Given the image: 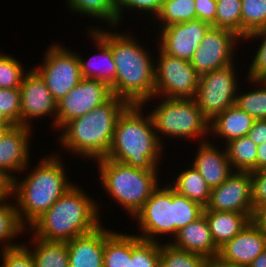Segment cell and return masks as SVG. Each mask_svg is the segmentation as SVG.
I'll return each instance as SVG.
<instances>
[{"label":"cell","mask_w":266,"mask_h":267,"mask_svg":"<svg viewBox=\"0 0 266 267\" xmlns=\"http://www.w3.org/2000/svg\"><path fill=\"white\" fill-rule=\"evenodd\" d=\"M257 146L249 136H242L224 145L234 171H256Z\"/></svg>","instance_id":"obj_30"},{"label":"cell","mask_w":266,"mask_h":267,"mask_svg":"<svg viewBox=\"0 0 266 267\" xmlns=\"http://www.w3.org/2000/svg\"><path fill=\"white\" fill-rule=\"evenodd\" d=\"M212 140L199 142L192 164L212 189L222 184L233 172L225 147L221 150Z\"/></svg>","instance_id":"obj_19"},{"label":"cell","mask_w":266,"mask_h":267,"mask_svg":"<svg viewBox=\"0 0 266 267\" xmlns=\"http://www.w3.org/2000/svg\"><path fill=\"white\" fill-rule=\"evenodd\" d=\"M31 129L13 125L0 140V173L10 182L16 178V173H24L29 168Z\"/></svg>","instance_id":"obj_17"},{"label":"cell","mask_w":266,"mask_h":267,"mask_svg":"<svg viewBox=\"0 0 266 267\" xmlns=\"http://www.w3.org/2000/svg\"><path fill=\"white\" fill-rule=\"evenodd\" d=\"M241 39L266 27V0H241Z\"/></svg>","instance_id":"obj_34"},{"label":"cell","mask_w":266,"mask_h":267,"mask_svg":"<svg viewBox=\"0 0 266 267\" xmlns=\"http://www.w3.org/2000/svg\"><path fill=\"white\" fill-rule=\"evenodd\" d=\"M204 210L245 213L252 218L251 172L234 171L222 184L212 188Z\"/></svg>","instance_id":"obj_15"},{"label":"cell","mask_w":266,"mask_h":267,"mask_svg":"<svg viewBox=\"0 0 266 267\" xmlns=\"http://www.w3.org/2000/svg\"><path fill=\"white\" fill-rule=\"evenodd\" d=\"M250 38V40H249ZM261 39L260 44L258 46V50L255 49L256 53L253 55L250 62L248 70V75L246 76L247 79L250 80H266V27L256 30L253 33H250L246 37L242 38L241 40H249L251 39Z\"/></svg>","instance_id":"obj_39"},{"label":"cell","mask_w":266,"mask_h":267,"mask_svg":"<svg viewBox=\"0 0 266 267\" xmlns=\"http://www.w3.org/2000/svg\"><path fill=\"white\" fill-rule=\"evenodd\" d=\"M251 221L266 236V206L254 209Z\"/></svg>","instance_id":"obj_46"},{"label":"cell","mask_w":266,"mask_h":267,"mask_svg":"<svg viewBox=\"0 0 266 267\" xmlns=\"http://www.w3.org/2000/svg\"><path fill=\"white\" fill-rule=\"evenodd\" d=\"M94 30L111 48L116 65L115 81L110 86L112 95L126 100L130 105H141L155 97V58L133 33L107 31L99 26ZM116 31V32H114ZM125 33V34H124Z\"/></svg>","instance_id":"obj_1"},{"label":"cell","mask_w":266,"mask_h":267,"mask_svg":"<svg viewBox=\"0 0 266 267\" xmlns=\"http://www.w3.org/2000/svg\"><path fill=\"white\" fill-rule=\"evenodd\" d=\"M72 14L87 15L95 20H100L105 25L108 24V29L111 31L116 29L117 22V4L115 0H65ZM107 23V24H106ZM109 26L112 28H109Z\"/></svg>","instance_id":"obj_27"},{"label":"cell","mask_w":266,"mask_h":267,"mask_svg":"<svg viewBox=\"0 0 266 267\" xmlns=\"http://www.w3.org/2000/svg\"><path fill=\"white\" fill-rule=\"evenodd\" d=\"M235 67L232 63L199 77L194 100L209 121L236 103L239 76Z\"/></svg>","instance_id":"obj_10"},{"label":"cell","mask_w":266,"mask_h":267,"mask_svg":"<svg viewBox=\"0 0 266 267\" xmlns=\"http://www.w3.org/2000/svg\"><path fill=\"white\" fill-rule=\"evenodd\" d=\"M131 267H160V242L143 240L132 233Z\"/></svg>","instance_id":"obj_35"},{"label":"cell","mask_w":266,"mask_h":267,"mask_svg":"<svg viewBox=\"0 0 266 267\" xmlns=\"http://www.w3.org/2000/svg\"><path fill=\"white\" fill-rule=\"evenodd\" d=\"M95 45L98 52L91 56L89 60L82 58V55L78 54L80 71L83 78L97 79L106 83L109 87L115 81L116 65L112 57V50L109 45L94 31L89 30L87 32Z\"/></svg>","instance_id":"obj_22"},{"label":"cell","mask_w":266,"mask_h":267,"mask_svg":"<svg viewBox=\"0 0 266 267\" xmlns=\"http://www.w3.org/2000/svg\"><path fill=\"white\" fill-rule=\"evenodd\" d=\"M9 198H11L10 201L13 199L11 194L0 200V244L2 243L1 245H3H0L1 251L22 244L17 241L14 243L13 240L15 238L17 239L24 231L27 233V227H25L19 219L14 199L12 203V201H8Z\"/></svg>","instance_id":"obj_29"},{"label":"cell","mask_w":266,"mask_h":267,"mask_svg":"<svg viewBox=\"0 0 266 267\" xmlns=\"http://www.w3.org/2000/svg\"><path fill=\"white\" fill-rule=\"evenodd\" d=\"M12 126H0V140L3 138L4 134L11 128Z\"/></svg>","instance_id":"obj_52"},{"label":"cell","mask_w":266,"mask_h":267,"mask_svg":"<svg viewBox=\"0 0 266 267\" xmlns=\"http://www.w3.org/2000/svg\"><path fill=\"white\" fill-rule=\"evenodd\" d=\"M163 1L164 0H121L117 4V22L119 25H122L121 20L124 17L123 12L127 9V12L133 10L139 13H145V15L147 13V18L149 14V16L151 15L150 18L154 20L161 9Z\"/></svg>","instance_id":"obj_41"},{"label":"cell","mask_w":266,"mask_h":267,"mask_svg":"<svg viewBox=\"0 0 266 267\" xmlns=\"http://www.w3.org/2000/svg\"><path fill=\"white\" fill-rule=\"evenodd\" d=\"M241 41L231 30L211 27L194 52L190 60L191 66L199 77L226 67L234 63V52Z\"/></svg>","instance_id":"obj_12"},{"label":"cell","mask_w":266,"mask_h":267,"mask_svg":"<svg viewBox=\"0 0 266 267\" xmlns=\"http://www.w3.org/2000/svg\"><path fill=\"white\" fill-rule=\"evenodd\" d=\"M210 267H248V266L231 265L224 262H211Z\"/></svg>","instance_id":"obj_51"},{"label":"cell","mask_w":266,"mask_h":267,"mask_svg":"<svg viewBox=\"0 0 266 267\" xmlns=\"http://www.w3.org/2000/svg\"><path fill=\"white\" fill-rule=\"evenodd\" d=\"M79 187L74 184L69 188L27 228L28 233L32 231L33 237L47 241L67 242L102 225L101 203Z\"/></svg>","instance_id":"obj_3"},{"label":"cell","mask_w":266,"mask_h":267,"mask_svg":"<svg viewBox=\"0 0 266 267\" xmlns=\"http://www.w3.org/2000/svg\"><path fill=\"white\" fill-rule=\"evenodd\" d=\"M249 85H256L253 90L242 93L240 88L236 95V105L256 119H266V80H250ZM261 85V86H260ZM260 86V87H259ZM241 93H240V92Z\"/></svg>","instance_id":"obj_31"},{"label":"cell","mask_w":266,"mask_h":267,"mask_svg":"<svg viewBox=\"0 0 266 267\" xmlns=\"http://www.w3.org/2000/svg\"><path fill=\"white\" fill-rule=\"evenodd\" d=\"M248 267H266V250L257 256Z\"/></svg>","instance_id":"obj_49"},{"label":"cell","mask_w":266,"mask_h":267,"mask_svg":"<svg viewBox=\"0 0 266 267\" xmlns=\"http://www.w3.org/2000/svg\"><path fill=\"white\" fill-rule=\"evenodd\" d=\"M215 28L233 31L241 38V0H216Z\"/></svg>","instance_id":"obj_36"},{"label":"cell","mask_w":266,"mask_h":267,"mask_svg":"<svg viewBox=\"0 0 266 267\" xmlns=\"http://www.w3.org/2000/svg\"><path fill=\"white\" fill-rule=\"evenodd\" d=\"M203 215L206 217L212 239L218 248L235 237L251 221L245 213L230 211L204 210Z\"/></svg>","instance_id":"obj_24"},{"label":"cell","mask_w":266,"mask_h":267,"mask_svg":"<svg viewBox=\"0 0 266 267\" xmlns=\"http://www.w3.org/2000/svg\"><path fill=\"white\" fill-rule=\"evenodd\" d=\"M20 125L33 128L32 120L51 116L52 126L56 130L57 102L46 86L45 80L34 69L24 75L21 86ZM54 118H53V117Z\"/></svg>","instance_id":"obj_14"},{"label":"cell","mask_w":266,"mask_h":267,"mask_svg":"<svg viewBox=\"0 0 266 267\" xmlns=\"http://www.w3.org/2000/svg\"><path fill=\"white\" fill-rule=\"evenodd\" d=\"M170 241L177 248L202 255L211 261H214L219 254V248L212 239L204 215L178 230L177 235Z\"/></svg>","instance_id":"obj_21"},{"label":"cell","mask_w":266,"mask_h":267,"mask_svg":"<svg viewBox=\"0 0 266 267\" xmlns=\"http://www.w3.org/2000/svg\"><path fill=\"white\" fill-rule=\"evenodd\" d=\"M255 119L247 112L241 110L236 104L216 115L209 122V135L213 138L224 139L228 143L233 139L247 136ZM215 135V136H213Z\"/></svg>","instance_id":"obj_23"},{"label":"cell","mask_w":266,"mask_h":267,"mask_svg":"<svg viewBox=\"0 0 266 267\" xmlns=\"http://www.w3.org/2000/svg\"><path fill=\"white\" fill-rule=\"evenodd\" d=\"M103 226L66 242L69 267H103L104 240L113 231Z\"/></svg>","instance_id":"obj_20"},{"label":"cell","mask_w":266,"mask_h":267,"mask_svg":"<svg viewBox=\"0 0 266 267\" xmlns=\"http://www.w3.org/2000/svg\"><path fill=\"white\" fill-rule=\"evenodd\" d=\"M179 172L174 182L171 181L167 184L180 195L186 196L205 207L210 199L211 188L204 178L193 165Z\"/></svg>","instance_id":"obj_26"},{"label":"cell","mask_w":266,"mask_h":267,"mask_svg":"<svg viewBox=\"0 0 266 267\" xmlns=\"http://www.w3.org/2000/svg\"><path fill=\"white\" fill-rule=\"evenodd\" d=\"M160 99V102L154 106L155 108L148 113L152 119L158 140L163 146L165 140L162 139L164 137L173 140L174 138L176 140L178 138L179 140H186L196 137L198 142L208 140L210 121L201 113L194 99H163V97Z\"/></svg>","instance_id":"obj_7"},{"label":"cell","mask_w":266,"mask_h":267,"mask_svg":"<svg viewBox=\"0 0 266 267\" xmlns=\"http://www.w3.org/2000/svg\"><path fill=\"white\" fill-rule=\"evenodd\" d=\"M10 194V181L0 173V200Z\"/></svg>","instance_id":"obj_48"},{"label":"cell","mask_w":266,"mask_h":267,"mask_svg":"<svg viewBox=\"0 0 266 267\" xmlns=\"http://www.w3.org/2000/svg\"><path fill=\"white\" fill-rule=\"evenodd\" d=\"M196 19L207 22L215 27L217 2L216 0H194Z\"/></svg>","instance_id":"obj_44"},{"label":"cell","mask_w":266,"mask_h":267,"mask_svg":"<svg viewBox=\"0 0 266 267\" xmlns=\"http://www.w3.org/2000/svg\"><path fill=\"white\" fill-rule=\"evenodd\" d=\"M23 63L13 55L0 52V89L20 88L24 75Z\"/></svg>","instance_id":"obj_38"},{"label":"cell","mask_w":266,"mask_h":267,"mask_svg":"<svg viewBox=\"0 0 266 267\" xmlns=\"http://www.w3.org/2000/svg\"><path fill=\"white\" fill-rule=\"evenodd\" d=\"M211 24L194 19L160 28L158 47L166 54L190 62Z\"/></svg>","instance_id":"obj_16"},{"label":"cell","mask_w":266,"mask_h":267,"mask_svg":"<svg viewBox=\"0 0 266 267\" xmlns=\"http://www.w3.org/2000/svg\"><path fill=\"white\" fill-rule=\"evenodd\" d=\"M254 209L266 206V169L251 172Z\"/></svg>","instance_id":"obj_43"},{"label":"cell","mask_w":266,"mask_h":267,"mask_svg":"<svg viewBox=\"0 0 266 267\" xmlns=\"http://www.w3.org/2000/svg\"><path fill=\"white\" fill-rule=\"evenodd\" d=\"M204 208L200 203L190 200L174 190V237L182 227L201 217Z\"/></svg>","instance_id":"obj_37"},{"label":"cell","mask_w":266,"mask_h":267,"mask_svg":"<svg viewBox=\"0 0 266 267\" xmlns=\"http://www.w3.org/2000/svg\"><path fill=\"white\" fill-rule=\"evenodd\" d=\"M157 49L159 58L155 60V97L141 104L144 110L148 102L157 96L194 99L198 88L199 76L189 61L168 55L159 47Z\"/></svg>","instance_id":"obj_9"},{"label":"cell","mask_w":266,"mask_h":267,"mask_svg":"<svg viewBox=\"0 0 266 267\" xmlns=\"http://www.w3.org/2000/svg\"><path fill=\"white\" fill-rule=\"evenodd\" d=\"M31 238L29 239V246L25 242L23 244H26L25 246L30 250L35 267H69L66 242L47 241L32 235ZM32 245L33 247H31Z\"/></svg>","instance_id":"obj_25"},{"label":"cell","mask_w":266,"mask_h":267,"mask_svg":"<svg viewBox=\"0 0 266 267\" xmlns=\"http://www.w3.org/2000/svg\"><path fill=\"white\" fill-rule=\"evenodd\" d=\"M53 42L46 48L41 65L33 67L45 80L56 102L65 97L83 79L78 53Z\"/></svg>","instance_id":"obj_8"},{"label":"cell","mask_w":266,"mask_h":267,"mask_svg":"<svg viewBox=\"0 0 266 267\" xmlns=\"http://www.w3.org/2000/svg\"><path fill=\"white\" fill-rule=\"evenodd\" d=\"M20 99V88L0 89V110L14 125H20Z\"/></svg>","instance_id":"obj_40"},{"label":"cell","mask_w":266,"mask_h":267,"mask_svg":"<svg viewBox=\"0 0 266 267\" xmlns=\"http://www.w3.org/2000/svg\"><path fill=\"white\" fill-rule=\"evenodd\" d=\"M133 220L142 233L135 235L143 240L163 242L159 239L163 235L174 238V189L169 184L159 185Z\"/></svg>","instance_id":"obj_11"},{"label":"cell","mask_w":266,"mask_h":267,"mask_svg":"<svg viewBox=\"0 0 266 267\" xmlns=\"http://www.w3.org/2000/svg\"><path fill=\"white\" fill-rule=\"evenodd\" d=\"M266 250V236L250 221L235 237L219 248L214 261L248 266Z\"/></svg>","instance_id":"obj_18"},{"label":"cell","mask_w":266,"mask_h":267,"mask_svg":"<svg viewBox=\"0 0 266 267\" xmlns=\"http://www.w3.org/2000/svg\"><path fill=\"white\" fill-rule=\"evenodd\" d=\"M1 252L4 267H35V262L30 250L25 244H20Z\"/></svg>","instance_id":"obj_42"},{"label":"cell","mask_w":266,"mask_h":267,"mask_svg":"<svg viewBox=\"0 0 266 267\" xmlns=\"http://www.w3.org/2000/svg\"><path fill=\"white\" fill-rule=\"evenodd\" d=\"M248 136L256 145L266 142V119H256Z\"/></svg>","instance_id":"obj_45"},{"label":"cell","mask_w":266,"mask_h":267,"mask_svg":"<svg viewBox=\"0 0 266 267\" xmlns=\"http://www.w3.org/2000/svg\"><path fill=\"white\" fill-rule=\"evenodd\" d=\"M142 105H129L118 117L106 158L144 170H159L163 146L150 114ZM143 110V111H142Z\"/></svg>","instance_id":"obj_5"},{"label":"cell","mask_w":266,"mask_h":267,"mask_svg":"<svg viewBox=\"0 0 266 267\" xmlns=\"http://www.w3.org/2000/svg\"><path fill=\"white\" fill-rule=\"evenodd\" d=\"M132 234L112 231L104 240L103 267H131Z\"/></svg>","instance_id":"obj_28"},{"label":"cell","mask_w":266,"mask_h":267,"mask_svg":"<svg viewBox=\"0 0 266 267\" xmlns=\"http://www.w3.org/2000/svg\"><path fill=\"white\" fill-rule=\"evenodd\" d=\"M111 96V89L106 83L83 78L57 102L56 129L60 130L68 121L87 114Z\"/></svg>","instance_id":"obj_13"},{"label":"cell","mask_w":266,"mask_h":267,"mask_svg":"<svg viewBox=\"0 0 266 267\" xmlns=\"http://www.w3.org/2000/svg\"><path fill=\"white\" fill-rule=\"evenodd\" d=\"M14 124L0 110V126H13Z\"/></svg>","instance_id":"obj_50"},{"label":"cell","mask_w":266,"mask_h":267,"mask_svg":"<svg viewBox=\"0 0 266 267\" xmlns=\"http://www.w3.org/2000/svg\"><path fill=\"white\" fill-rule=\"evenodd\" d=\"M121 0H115V3L118 4Z\"/></svg>","instance_id":"obj_53"},{"label":"cell","mask_w":266,"mask_h":267,"mask_svg":"<svg viewBox=\"0 0 266 267\" xmlns=\"http://www.w3.org/2000/svg\"><path fill=\"white\" fill-rule=\"evenodd\" d=\"M95 162L102 183L100 186L132 219L160 185L159 170L134 168L106 157Z\"/></svg>","instance_id":"obj_6"},{"label":"cell","mask_w":266,"mask_h":267,"mask_svg":"<svg viewBox=\"0 0 266 267\" xmlns=\"http://www.w3.org/2000/svg\"><path fill=\"white\" fill-rule=\"evenodd\" d=\"M211 260L202 255L160 242V267H210Z\"/></svg>","instance_id":"obj_32"},{"label":"cell","mask_w":266,"mask_h":267,"mask_svg":"<svg viewBox=\"0 0 266 267\" xmlns=\"http://www.w3.org/2000/svg\"><path fill=\"white\" fill-rule=\"evenodd\" d=\"M130 104L115 95L87 114L68 121L57 136L60 147L74 156L98 160L107 156L118 117Z\"/></svg>","instance_id":"obj_4"},{"label":"cell","mask_w":266,"mask_h":267,"mask_svg":"<svg viewBox=\"0 0 266 267\" xmlns=\"http://www.w3.org/2000/svg\"><path fill=\"white\" fill-rule=\"evenodd\" d=\"M63 163L58 153H51L40 159L25 178L16 176L10 182V194L25 227L28 228L75 184L68 179Z\"/></svg>","instance_id":"obj_2"},{"label":"cell","mask_w":266,"mask_h":267,"mask_svg":"<svg viewBox=\"0 0 266 267\" xmlns=\"http://www.w3.org/2000/svg\"><path fill=\"white\" fill-rule=\"evenodd\" d=\"M266 169V142L257 146L256 170Z\"/></svg>","instance_id":"obj_47"},{"label":"cell","mask_w":266,"mask_h":267,"mask_svg":"<svg viewBox=\"0 0 266 267\" xmlns=\"http://www.w3.org/2000/svg\"><path fill=\"white\" fill-rule=\"evenodd\" d=\"M196 19L194 0H164L154 20L159 28Z\"/></svg>","instance_id":"obj_33"}]
</instances>
